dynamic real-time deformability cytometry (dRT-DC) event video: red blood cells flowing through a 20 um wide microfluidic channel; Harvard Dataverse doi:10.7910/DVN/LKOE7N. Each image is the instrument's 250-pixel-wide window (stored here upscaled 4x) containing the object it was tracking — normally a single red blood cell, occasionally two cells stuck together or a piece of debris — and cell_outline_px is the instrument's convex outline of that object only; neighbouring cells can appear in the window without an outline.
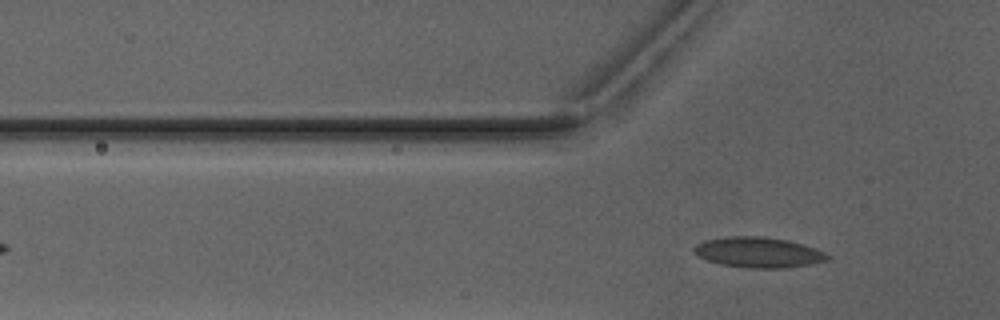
{"species": "Egyptian fruit bat (a non-hibernating species)", "species_latin": "Rousettus aegyptiacus", "temperature_condition": "warm", "stored_images_in_passage": 4, "camera_frame_rate_fps": 3000, "um_per_image_px": 0.085, "animal": {"sex": "male"}, "frame": {"image": 1, "passage_image": 4, "time_ms": 4.333, "image_size_px": [1000, 320], "cell_outline_px": [[832, 256], [828, 260], [788, 268], [748, 268], [720, 264], [696, 256], [692, 252], [692, 248], [696, 244], [704, 240], [728, 236], [760, 236], [788, 240], [804, 244], [816, 248]], "centroid_in_image_um": [64.44, 21.45], "position_along_channel_um": 61.4, "area_um2": 23.93}}